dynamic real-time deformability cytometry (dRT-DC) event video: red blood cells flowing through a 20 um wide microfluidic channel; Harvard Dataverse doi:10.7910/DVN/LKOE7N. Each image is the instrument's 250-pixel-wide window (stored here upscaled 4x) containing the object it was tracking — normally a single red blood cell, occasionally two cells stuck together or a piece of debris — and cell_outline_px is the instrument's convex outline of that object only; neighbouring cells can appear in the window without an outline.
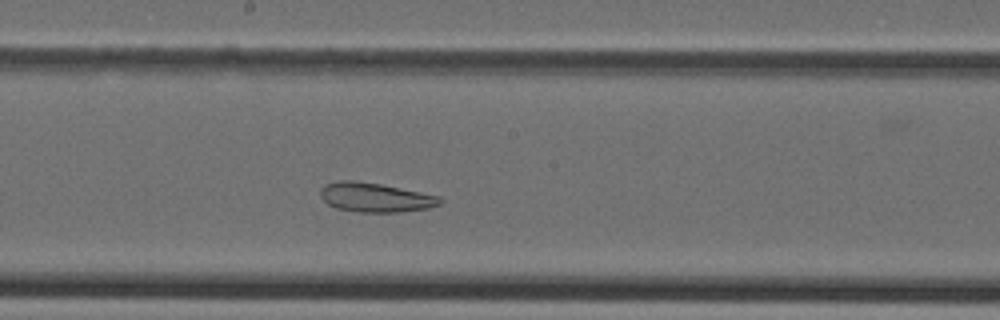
{"species": "Egyptian fruit bat (a non-hibernating species)", "species_latin": "Rousettus aegyptiacus", "temperature_condition": "cold", "stored_images_in_passage": 37, "camera_frame_rate_fps": 3000, "um_per_image_px": 0.085, "animal": {"sex": "female"}, "frame": {"image": 1, "passage_image": 16, "time_ms": 5.0, "image_size_px": [1000, 320], "cell_outline_px": [[444, 200], [440, 204], [428, 208], [400, 212], [356, 212], [336, 208], [328, 204], [320, 196], [320, 188], [324, 184], [336, 180], [356, 180], [380, 184], [440, 196]], "centroid_in_image_um": [31.87, 16.77], "position_along_channel_um": 216.3, "area_um2": 20.58}}
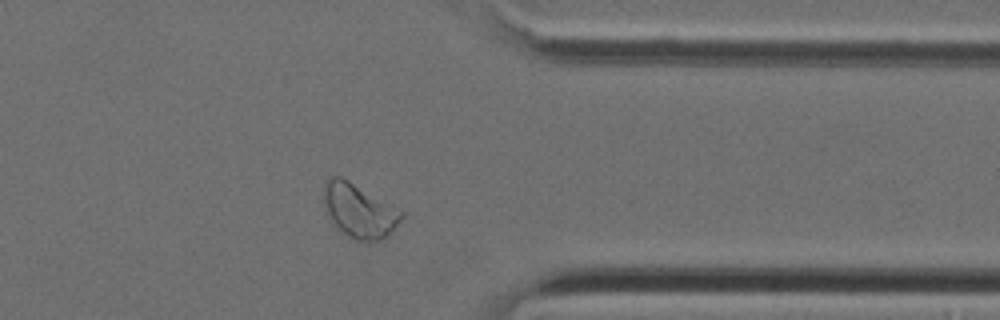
{"frame": {"image": 2, "passage_image": 28, "time_ms": 9.0, "image_size_px": [1000, 320], "cell_outline_px": [[404, 216], [392, 232], [380, 240], [368, 244], [356, 240], [336, 228], [332, 224], [324, 212], [324, 184], [332, 176], [340, 176], [348, 180], [404, 212]], "centroid_in_image_um": [30.51, 17.95], "position_along_channel_um": 380.9, "area_um2": 24.62}}
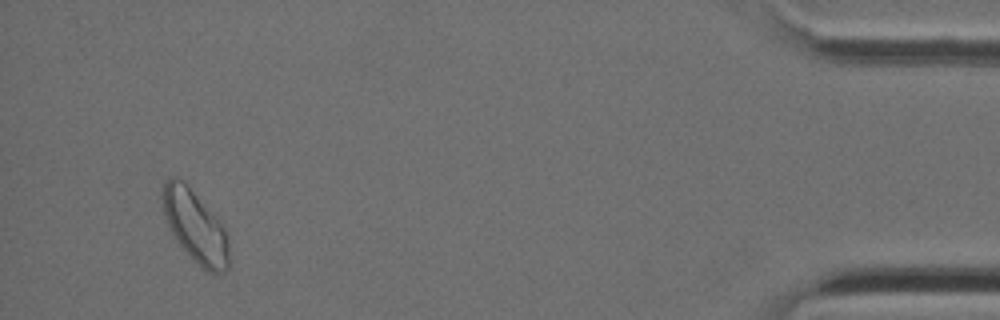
{"frame": {"image": 3, "passage_image": 35, "time_ms": 11.333, "image_size_px": [1000, 320], "cell_outline_px": [[232, 260], [228, 268], [224, 272], [208, 272], [180, 244], [172, 232], [164, 216], [160, 196], [164, 180], [168, 176], [172, 176], [180, 180], [192, 192], [228, 232]], "centroid_in_image_um": [16.61, 19.26], "position_along_channel_um": 418.6, "area_um2": 27.4}}